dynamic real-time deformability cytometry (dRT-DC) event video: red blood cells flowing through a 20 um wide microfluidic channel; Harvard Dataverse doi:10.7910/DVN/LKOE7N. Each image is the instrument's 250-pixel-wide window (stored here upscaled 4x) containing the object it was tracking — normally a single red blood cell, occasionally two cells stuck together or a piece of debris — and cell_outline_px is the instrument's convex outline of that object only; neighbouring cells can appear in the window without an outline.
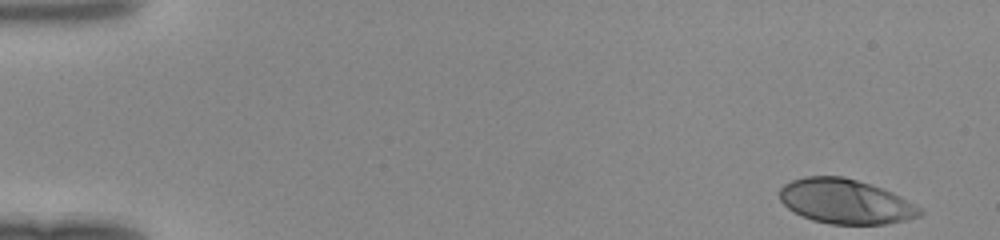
{"species": "human", "species_latin": "Homo sapiens", "temperature_condition": "room temperature", "stored_images_in_passage": 46, "camera_frame_rate_fps": 3000, "um_per_image_px": 0.085, "donor": {"sex": "female"}, "frame": {"image": 1, "passage_image": 1, "time_ms": 0.0, "image_size_px": [1000, 240], "cell_outline_px": [[924, 212], [920, 216], [908, 220], [888, 224], [832, 224], [812, 220], [788, 208], [780, 200], [780, 188], [784, 184], [792, 180], [804, 176], [844, 176], [872, 184], [892, 192], [900, 196], [920, 208]], "centroid_in_image_um": [71.88, 17.12], "position_along_channel_um": 13.1, "area_um2": 36.53}}
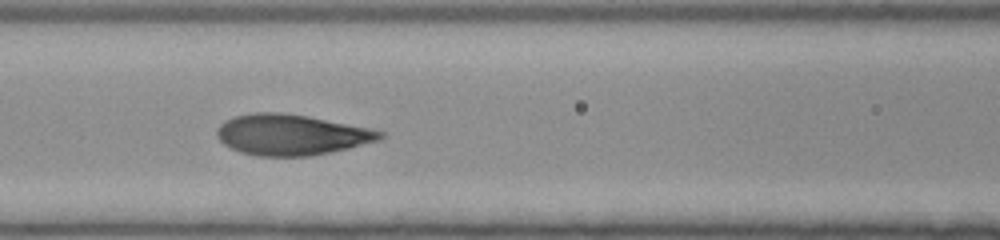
{"frame": {"image": 2, "passage_image": 20, "time_ms": 6.333, "image_size_px": [1000, 240], "cell_outline_px": [[388, 132], [380, 140], [332, 152], [308, 156], [260, 156], [240, 152], [224, 144], [216, 136], [216, 128], [224, 120], [236, 116], [252, 112], [280, 112], [308, 116], [372, 128]], "centroid_in_image_um": [24.78, 11.44], "position_along_channel_um": 141.8, "area_um2": 39.02}}
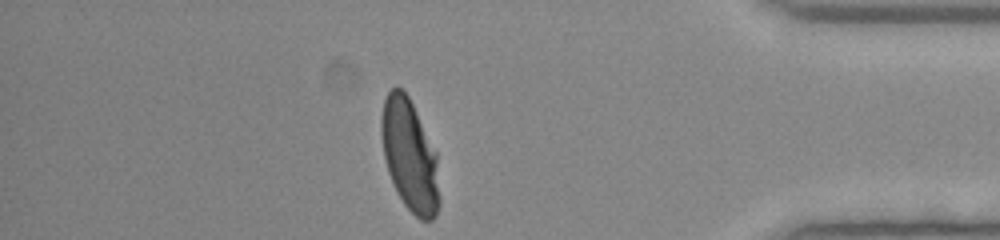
{"frame": {"image": 3, "passage_image": 40, "time_ms": 13.0, "image_size_px": [1000, 240], "cell_outline_px": [[440, 204], [436, 216], [432, 220], [420, 220], [404, 204], [396, 192], [388, 172], [384, 156], [380, 132], [380, 120], [384, 100], [388, 92], [396, 84], [408, 96], [436, 152], [440, 200]], "centroid_in_image_um": [34.81, 13.24], "position_along_channel_um": 400.4, "area_um2": 37.8}}